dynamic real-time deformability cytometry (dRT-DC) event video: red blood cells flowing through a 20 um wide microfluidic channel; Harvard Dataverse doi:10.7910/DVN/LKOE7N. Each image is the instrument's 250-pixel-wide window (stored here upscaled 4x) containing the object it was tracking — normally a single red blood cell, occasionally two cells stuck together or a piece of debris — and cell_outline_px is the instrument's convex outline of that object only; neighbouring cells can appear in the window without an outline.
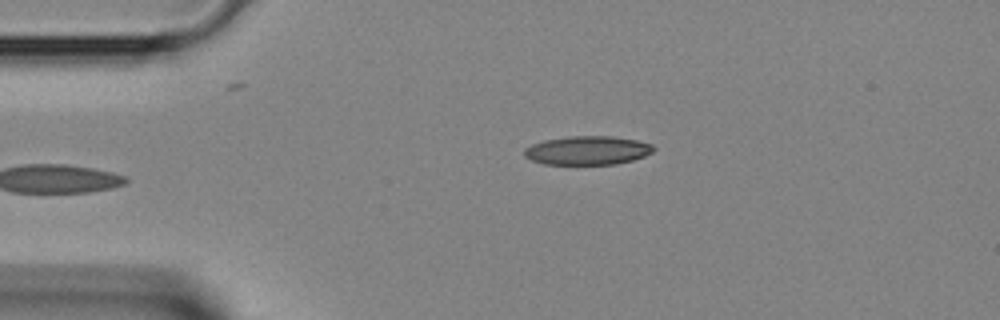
{"species": "Egyptian fruit bat (a non-hibernating species)", "species_latin": "Rousettus aegyptiacus", "temperature_condition": "room temperature", "stored_images_in_passage": 3, "camera_frame_rate_fps": 3000, "um_per_image_px": 0.085, "animal": {"sex": "female"}, "frame": {"image": 1, "passage_image": 3, "time_ms": 0.667, "image_size_px": [1000, 320], "cell_outline_px": [[656, 148], [652, 152], [644, 156], [632, 160], [616, 164], [544, 164], [532, 160], [524, 156], [524, 148], [532, 144], [544, 140], [568, 136], [612, 136], [636, 140], [652, 144]], "centroid_in_image_um": [49.93, 12.78], "position_along_channel_um": 35.1, "area_um2": 21.68}}